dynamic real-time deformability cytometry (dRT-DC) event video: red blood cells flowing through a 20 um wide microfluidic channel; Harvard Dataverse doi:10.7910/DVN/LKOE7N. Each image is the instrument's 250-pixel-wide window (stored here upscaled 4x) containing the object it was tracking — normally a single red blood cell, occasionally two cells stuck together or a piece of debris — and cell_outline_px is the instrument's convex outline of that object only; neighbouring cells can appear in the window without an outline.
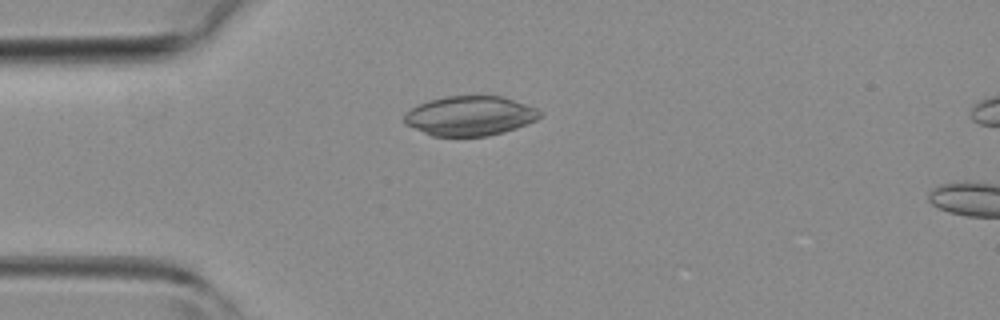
{"species": "common noctule bat (a hibernating species)", "species_latin": "Nyctalus noctula", "temperature_condition": "room temperature", "stored_images_in_passage": 2, "camera_frame_rate_fps": 3000, "um_per_image_px": 0.085, "animal": {"sex": "female", "body_mass_g": 19.3, "forearm_length_mm": 54.1}, "frame": {"image": 1, "passage_image": 1, "time_ms": 0.0, "image_size_px": [1000, 320], "cell_outline_px": [[544, 112], [536, 120], [516, 128], [504, 132], [488, 136], [432, 136], [404, 124], [404, 116], [412, 108], [420, 104], [432, 100], [448, 96], [504, 96], [536, 108]], "centroid_in_image_um": [39.97, 9.85], "position_along_channel_um": 45.0, "area_um2": 31.15}}